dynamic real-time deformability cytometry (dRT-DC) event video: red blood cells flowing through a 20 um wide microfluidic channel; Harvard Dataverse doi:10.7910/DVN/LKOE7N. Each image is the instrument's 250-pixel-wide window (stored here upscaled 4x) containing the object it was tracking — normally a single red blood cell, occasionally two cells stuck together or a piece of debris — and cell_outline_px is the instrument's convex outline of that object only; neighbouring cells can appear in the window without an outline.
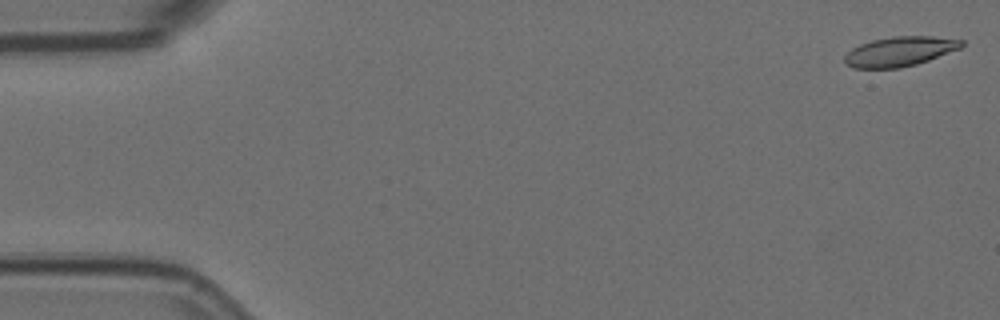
{"species": "Egyptian fruit bat (a non-hibernating species)", "species_latin": "Rousettus aegyptiacus", "temperature_condition": "room temperature", "stored_images_in_passage": 56, "camera_frame_rate_fps": 3000, "um_per_image_px": 0.085, "animal": {"sex": "female"}, "frame": {"image": 1, "passage_image": 1, "time_ms": 0.0, "image_size_px": [1000, 320], "cell_outline_px": [[964, 44], [960, 48], [928, 60], [916, 64], [900, 68], [852, 68], [844, 60], [844, 56], [852, 48], [860, 44], [872, 40], [892, 36], [932, 36], [964, 40]], "centroid_in_image_um": [76.47, 4.37], "position_along_channel_um": 8.5, "area_um2": 20.11}}
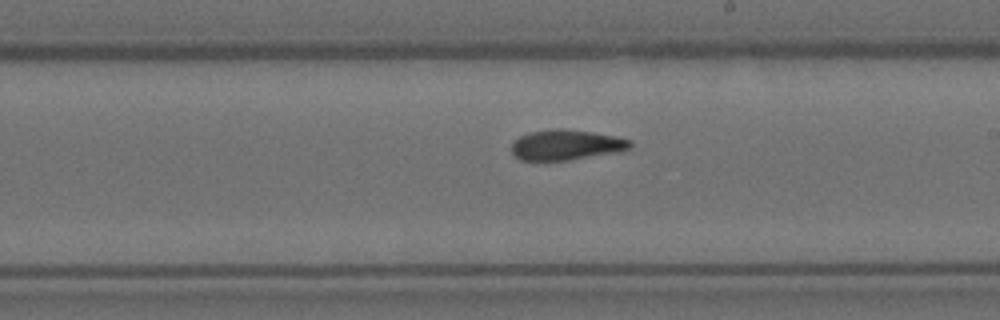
{"frame": {"image": 2, "passage_image": 32, "time_ms": 10.333, "image_size_px": [1000, 320], "cell_outline_px": [[632, 148], [616, 152], [568, 160], [520, 160], [512, 152], [512, 140], [528, 132], [556, 128], [564, 128], [592, 132], [632, 140]], "centroid_in_image_um": [48.1, 12.3], "position_along_channel_um": 240.9, "area_um2": 20.92}}
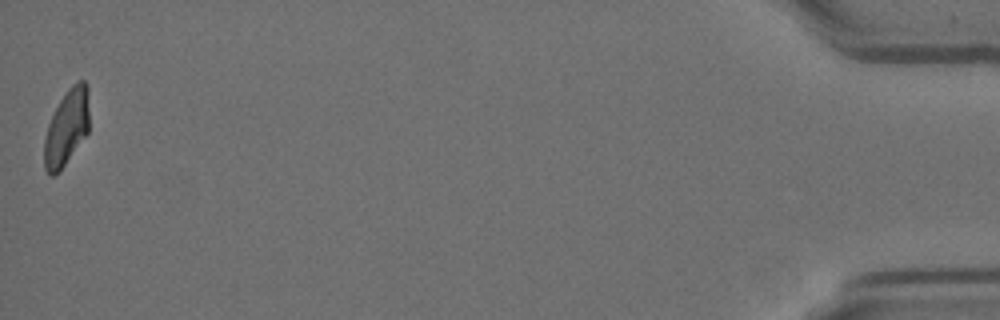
{"frame": {"image": 3, "passage_image": 56, "time_ms": 18.333, "image_size_px": [1000, 320], "cell_outline_px": [[88, 132], [60, 172], [52, 176], [44, 168], [44, 140], [48, 124], [60, 100], [68, 88], [76, 80], [84, 80], [88, 84]], "centroid_in_image_um": [5.67, 10.83], "position_along_channel_um": 429.5, "area_um2": 19.94}, "authors_computed_cell_mechanics": {"area_um2": 20.9814, "velocity_mm_per_s": 3.5942, "shape_relaxation_time_tau1_ms": null, "shape_relaxation_time_tau2_ms": 2.455, "deformation_change_tau1": null, "deformation_change_tau2": 0.0982}}